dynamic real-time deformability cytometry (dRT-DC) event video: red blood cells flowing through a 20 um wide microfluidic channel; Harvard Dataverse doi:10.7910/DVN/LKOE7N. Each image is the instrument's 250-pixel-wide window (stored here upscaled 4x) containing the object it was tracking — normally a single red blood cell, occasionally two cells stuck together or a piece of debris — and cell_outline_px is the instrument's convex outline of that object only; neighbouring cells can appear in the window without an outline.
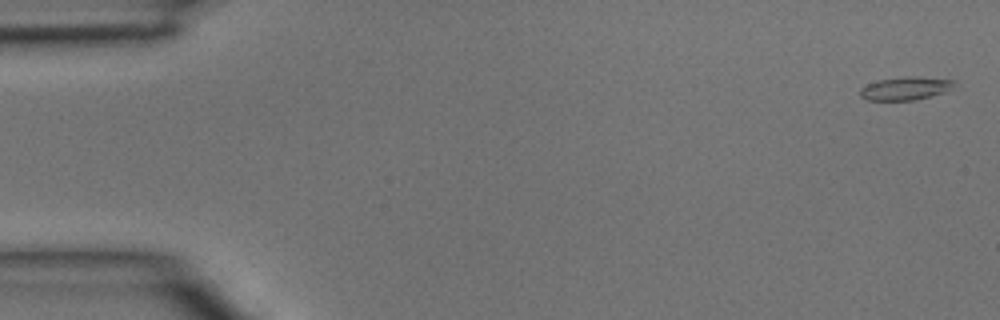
{"species": "common noctule bat (a hibernating species)", "species_latin": "Nyctalus noctula", "temperature_condition": "room temperature", "stored_images_in_passage": 5, "segment_of_instrument_passage": [1, 2], "camera_frame_rate_fps": 3000, "um_per_image_px": 0.085, "animal": {"sex": "male", "body_mass_g": 15.6}, "frame": {"image": 1, "passage_image": 1, "time_ms": 0.0, "image_size_px": [1000, 320], "cell_outline_px": [[956, 80], [952, 88], [944, 92], [916, 100], [868, 100], [860, 96], [860, 88], [868, 84], [880, 80], [904, 76], [916, 76]], "centroid_in_image_um": [76.98, 7.51], "position_along_channel_um": 8.0, "area_um2": 12.66}}